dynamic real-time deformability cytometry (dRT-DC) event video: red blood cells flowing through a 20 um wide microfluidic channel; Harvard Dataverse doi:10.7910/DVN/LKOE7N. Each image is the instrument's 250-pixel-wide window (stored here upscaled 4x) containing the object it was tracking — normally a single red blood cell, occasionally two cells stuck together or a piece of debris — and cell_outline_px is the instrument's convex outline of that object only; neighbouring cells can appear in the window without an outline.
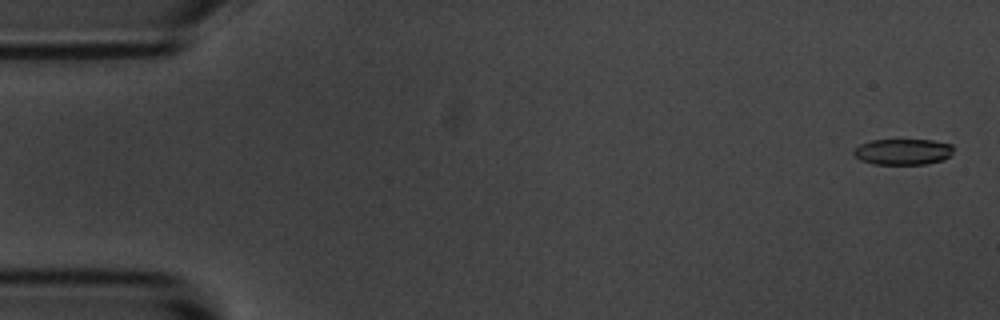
{"species": "common noctule bat (a hibernating species)", "species_latin": "Nyctalus noctula", "temperature_condition": "room temperature", "stored_images_in_passage": 5, "camera_frame_rate_fps": 3000, "um_per_image_px": 0.085, "animal": {"sex": "male", "body_mass_g": 20.1, "forearm_length_mm": 53.5}, "frame": {"image": 1, "passage_image": 1, "time_ms": 0.0, "image_size_px": [1000, 320], "cell_outline_px": [[952, 152], [944, 160], [928, 164], [872, 164], [860, 160], [852, 152], [860, 144], [872, 140], [932, 140], [952, 144]], "centroid_in_image_um": [76.75, 12.9], "position_along_channel_um": 8.3, "area_um2": 15.09}}
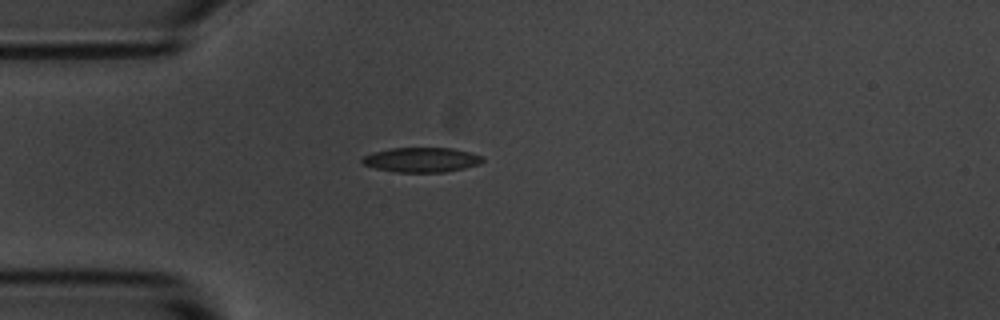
{"frame": {"image": 2, "passage_image": 5, "time_ms": 4.333, "image_size_px": [1000, 320], "cell_outline_px": [[484, 160], [480, 164], [464, 168], [444, 172], [396, 172], [376, 168], [364, 164], [360, 160], [364, 156], [372, 152], [392, 148], [452, 148], [484, 156]], "centroid_in_image_um": [35.84, 13.58], "position_along_channel_um": 49.2, "area_um2": 17.28}}